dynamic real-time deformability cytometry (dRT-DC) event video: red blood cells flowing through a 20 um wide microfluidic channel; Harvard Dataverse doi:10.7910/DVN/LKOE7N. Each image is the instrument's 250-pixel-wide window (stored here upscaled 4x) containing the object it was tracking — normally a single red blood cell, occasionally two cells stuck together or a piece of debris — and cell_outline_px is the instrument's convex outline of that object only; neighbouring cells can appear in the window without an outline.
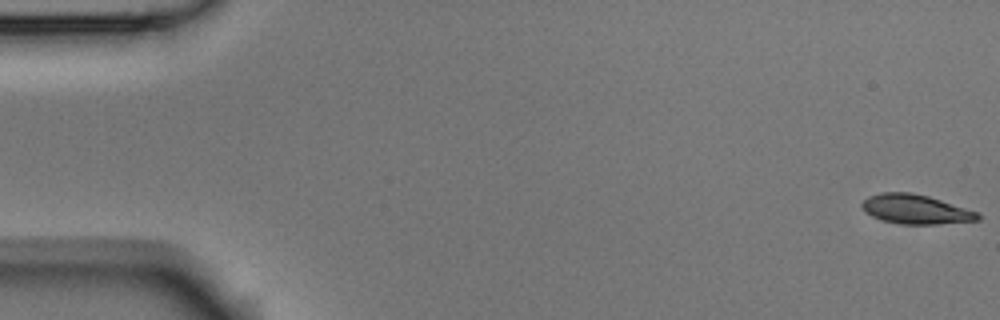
{"species": "Egyptian fruit bat (a non-hibernating species)", "species_latin": "Rousettus aegyptiacus", "temperature_condition": "room temperature", "stored_images_in_passage": 6, "camera_frame_rate_fps": 3000, "um_per_image_px": 0.085, "animal": {"sex": "male"}, "frame": {"image": 1, "passage_image": 1, "time_ms": 0.0, "image_size_px": [1000, 320], "cell_outline_px": [[980, 220], [936, 224], [900, 224], [884, 220], [872, 216], [860, 204], [868, 196], [880, 192], [912, 192], [928, 196], [980, 212]], "centroid_in_image_um": [77.86, 17.78], "position_along_channel_um": 7.1, "area_um2": 19.77}}
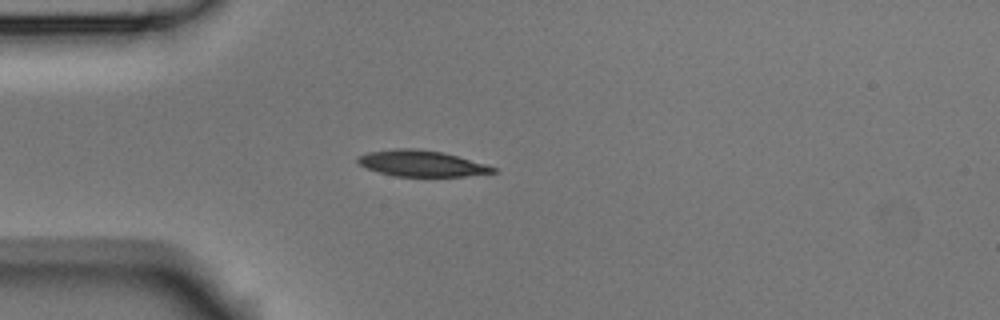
{"frame": {"image": 2, "passage_image": 5, "time_ms": 1.333, "image_size_px": [1000, 320], "cell_outline_px": [[496, 172], [468, 176], [392, 176], [368, 168], [360, 164], [356, 160], [356, 156], [368, 152], [396, 148], [416, 148], [444, 152], [484, 164], [496, 168]], "centroid_in_image_um": [35.8, 13.88], "position_along_channel_um": 49.2, "area_um2": 20.46}}